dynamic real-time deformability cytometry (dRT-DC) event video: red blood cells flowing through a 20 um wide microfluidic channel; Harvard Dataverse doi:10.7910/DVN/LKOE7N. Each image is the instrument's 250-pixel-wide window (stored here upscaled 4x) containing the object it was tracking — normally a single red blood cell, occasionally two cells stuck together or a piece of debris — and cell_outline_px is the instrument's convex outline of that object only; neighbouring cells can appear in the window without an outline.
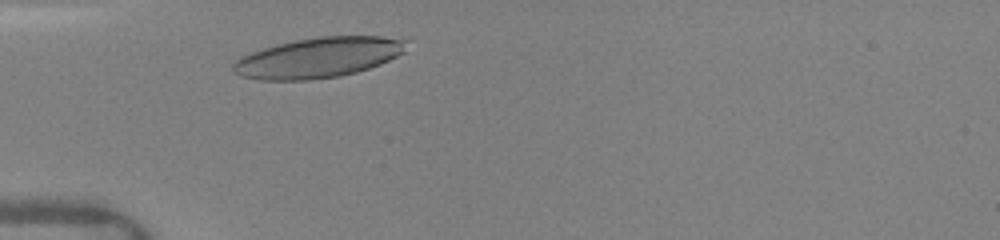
{"species": "human", "species_latin": "Homo sapiens", "temperature_condition": "warm", "stored_images_in_passage": 13, "camera_frame_rate_fps": 3000, "um_per_image_px": 0.085, "donor": {"sex": "female"}, "frame": {"image": 1, "passage_image": 3, "time_ms": 1.0, "image_size_px": [1000, 240], "cell_outline_px": [[408, 40], [404, 52], [380, 64], [356, 72], [340, 76], [312, 80], [256, 80], [240, 76], [232, 68], [232, 64], [240, 56], [276, 44], [296, 40], [320, 36], [380, 36]], "centroid_in_image_um": [27.04, 4.9], "position_along_channel_um": 58.0, "area_um2": 40.63}}
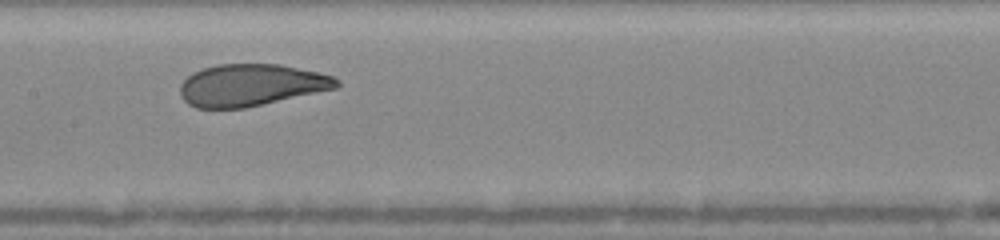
{"frame": {"image": 2, "passage_image": 6, "time_ms": 4.333, "image_size_px": [1000, 240], "cell_outline_px": [[340, 84], [336, 88], [244, 108], [196, 108], [188, 104], [180, 96], [180, 84], [192, 72], [204, 68], [220, 64], [280, 64], [316, 72], [332, 76], [340, 80]], "centroid_in_image_um": [21.31, 7.23], "position_along_channel_um": 186.1, "area_um2": 38.03}}
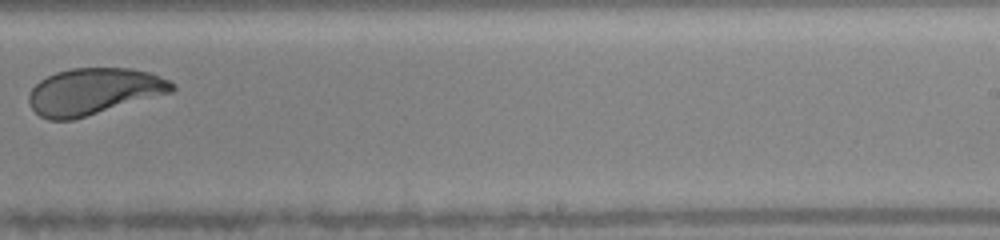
{"frame": {"image": 3, "passage_image": 8, "time_ms": 6.667, "image_size_px": [1000, 240], "cell_outline_px": [[176, 88], [172, 92], [72, 120], [48, 120], [40, 116], [32, 108], [28, 100], [28, 96], [32, 88], [40, 80], [56, 72], [72, 68], [132, 68], [152, 72], [176, 84]], "centroid_in_image_um": [7.98, 7.76], "position_along_channel_um": 281.0, "area_um2": 38.78}, "authors_computed_cell_mechanics": {"area_um2": 39.593, "velocity_mm_per_s": 4.1081, "shape_relaxation_time_tau1_ms": 2.1735, "shape_relaxation_time_tau2_ms": 0.0231, "deformation_change_tau1": 0.1098, "deformation_change_tau2": 0.0466}}